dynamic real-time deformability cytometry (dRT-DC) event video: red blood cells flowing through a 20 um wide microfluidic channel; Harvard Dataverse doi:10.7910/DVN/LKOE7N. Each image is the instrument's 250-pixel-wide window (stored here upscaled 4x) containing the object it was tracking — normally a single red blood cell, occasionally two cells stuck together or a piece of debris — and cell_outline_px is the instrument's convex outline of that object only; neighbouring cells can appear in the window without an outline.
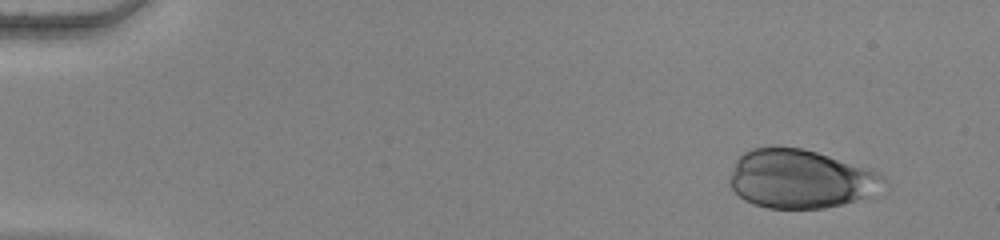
{"species": "human", "species_latin": "Homo sapiens", "temperature_condition": "warm", "stored_images_in_passage": 41, "camera_frame_rate_fps": 3000, "um_per_image_px": 0.085, "donor": {"sex": "female"}, "frame": {"image": 1, "passage_image": 1, "time_ms": 0.0, "image_size_px": [1000, 240], "cell_outline_px": [[888, 184], [864, 196], [844, 204], [824, 208], [768, 208], [752, 204], [744, 200], [728, 184], [728, 180], [736, 160], [744, 152], [752, 148], [804, 148], [872, 168], [884, 176]], "centroid_in_image_um": [68.04, 15.2], "position_along_channel_um": 17.0, "area_um2": 52.6}}
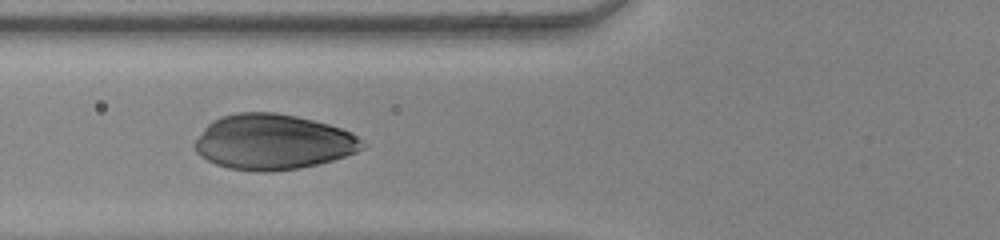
{"frame": {"image": 2, "passage_image": 18, "time_ms": 5.667, "image_size_px": [1000, 240], "cell_outline_px": [[364, 148], [356, 152], [332, 160], [316, 164], [296, 168], [264, 172], [256, 172], [228, 168], [216, 164], [200, 156], [196, 152], [192, 144], [204, 128], [212, 120], [220, 116], [236, 112], [276, 112], [296, 116], [328, 124], [352, 132], [360, 140]], "centroid_in_image_um": [23.14, 12.06], "position_along_channel_um": 102.7, "area_um2": 53.93}}
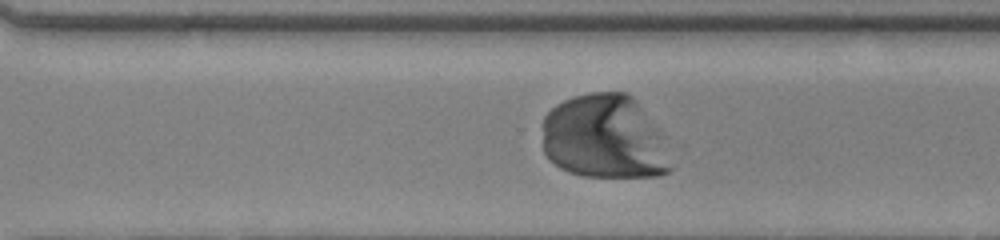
{"frame": {"image": 3, "passage_image": 35, "time_ms": 11.333, "image_size_px": [1000, 240], "cell_outline_px": [[672, 168], [668, 172], [656, 176], [584, 176], [568, 172], [560, 168], [544, 152], [544, 116], [556, 104], [572, 96], [592, 92], [628, 92], [636, 100], [656, 132]], "centroid_in_image_um": [51.3, 11.65], "position_along_channel_um": 319.3, "area_um2": 61.73}}